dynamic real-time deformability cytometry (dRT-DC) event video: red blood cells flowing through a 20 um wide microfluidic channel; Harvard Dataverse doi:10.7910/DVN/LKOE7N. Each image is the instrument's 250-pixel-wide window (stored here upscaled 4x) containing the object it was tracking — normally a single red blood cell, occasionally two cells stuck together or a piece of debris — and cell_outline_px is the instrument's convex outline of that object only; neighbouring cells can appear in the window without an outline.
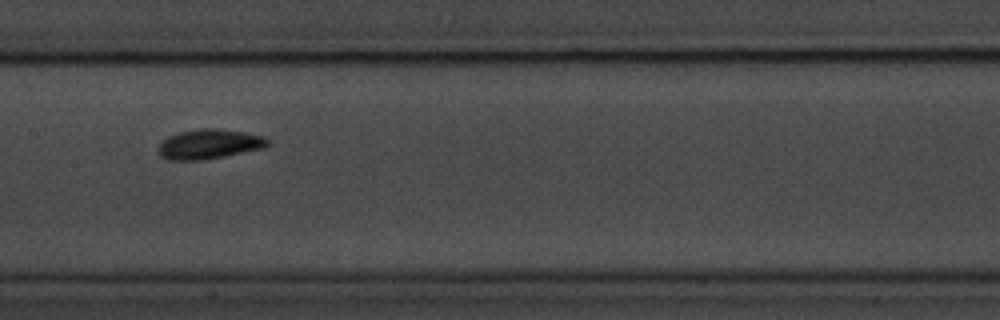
{"species": "common noctule bat (a hibernating species)", "species_latin": "Nyctalus noctula", "temperature_condition": "room temperature", "stored_images_in_passage": 15, "camera_frame_rate_fps": 3000, "um_per_image_px": 0.085, "animal": {"sex": "male", "body_mass_g": 20.1, "forearm_length_mm": 53.5}, "frame": {"image": 1, "passage_image": 7, "time_ms": 7.667, "image_size_px": [1000, 320], "cell_outline_px": [[272, 144], [264, 148], [204, 160], [168, 160], [160, 156], [160, 144], [168, 136], [180, 132], [204, 128], [216, 128], [244, 132], [264, 136]], "centroid_in_image_um": [17.83, 12.25], "position_along_channel_um": 189.6, "area_um2": 18.84}}
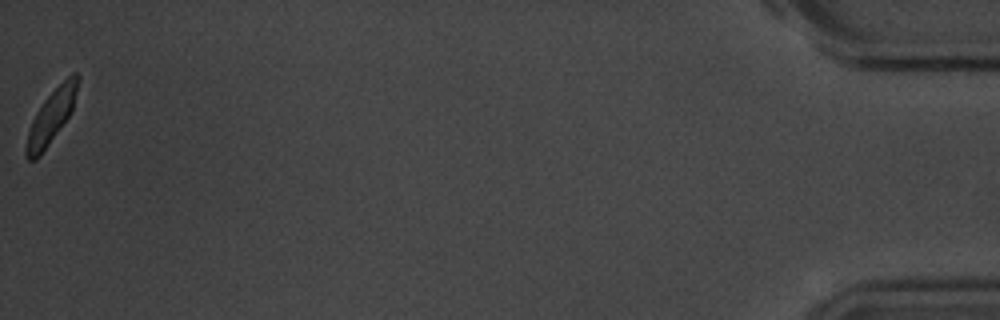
{"frame": {"image": 2, "passage_image": 15, "time_ms": 17.0, "image_size_px": [1000, 320], "cell_outline_px": [[80, 76], [72, 108], [68, 116], [40, 156], [36, 160], [28, 160], [24, 156], [24, 148], [28, 132], [32, 120], [36, 112], [44, 100], [72, 72], [76, 72]], "centroid_in_image_um": [4.31, 9.94], "position_along_channel_um": 430.9, "area_um2": 15.66}, "authors_computed_cell_mechanics": {"area_um2": 18.0336, "velocity_mm_per_s": 3.6236, "shape_relaxation_time_tau1_ms": 2.4304, "shape_relaxation_time_tau2_ms": 3.6344, "deformation_change_tau1": 0.1337, "deformation_change_tau2": 0.0607}}